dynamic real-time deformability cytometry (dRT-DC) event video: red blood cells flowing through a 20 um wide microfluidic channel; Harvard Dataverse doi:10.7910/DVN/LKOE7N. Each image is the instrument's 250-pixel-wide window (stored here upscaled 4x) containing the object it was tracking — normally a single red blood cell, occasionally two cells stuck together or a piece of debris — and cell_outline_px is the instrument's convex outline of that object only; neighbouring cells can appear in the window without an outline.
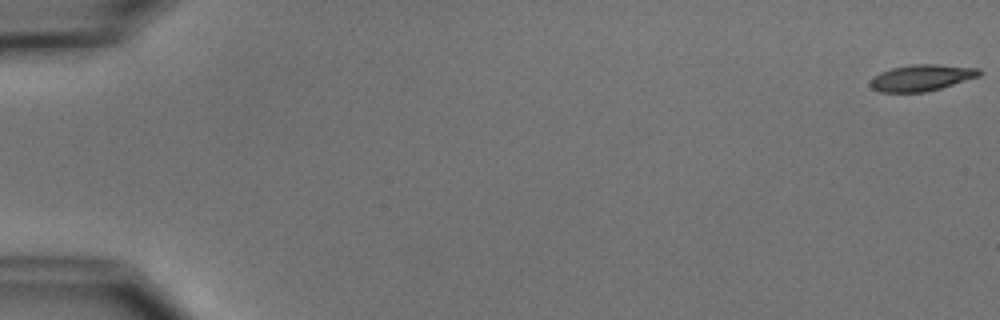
{"species": "common noctule bat (a hibernating species)", "species_latin": "Nyctalus noctula", "temperature_condition": "cold", "stored_images_in_passage": 18, "camera_frame_rate_fps": 3000, "um_per_image_px": 0.085, "animal": {"sex": "male", "body_mass_g": 15.6}, "frame": {"image": 1, "passage_image": 1, "time_ms": 0.0, "image_size_px": [1000, 320], "cell_outline_px": [[980, 76], [940, 88], [924, 92], [880, 92], [872, 88], [868, 84], [880, 72], [892, 68], [912, 64], [936, 64], [980, 68]], "centroid_in_image_um": [78.33, 6.6], "position_along_channel_um": 6.7, "area_um2": 16.59}}
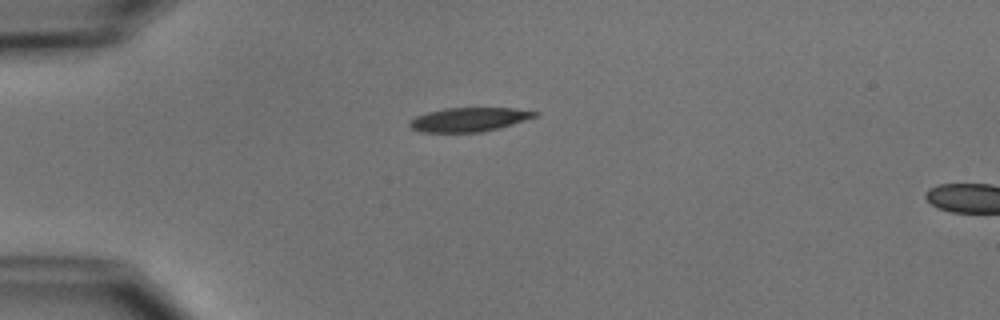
{"frame": {"image": 2, "passage_image": 15, "time_ms": 4.667, "image_size_px": [1000, 320], "cell_outline_px": [[540, 112], [536, 116], [512, 124], [480, 132], [424, 132], [412, 128], [408, 124], [408, 120], [416, 116], [428, 112], [444, 108], [512, 108]], "centroid_in_image_um": [39.83, 10.15], "position_along_channel_um": 45.2, "area_um2": 17.28}}